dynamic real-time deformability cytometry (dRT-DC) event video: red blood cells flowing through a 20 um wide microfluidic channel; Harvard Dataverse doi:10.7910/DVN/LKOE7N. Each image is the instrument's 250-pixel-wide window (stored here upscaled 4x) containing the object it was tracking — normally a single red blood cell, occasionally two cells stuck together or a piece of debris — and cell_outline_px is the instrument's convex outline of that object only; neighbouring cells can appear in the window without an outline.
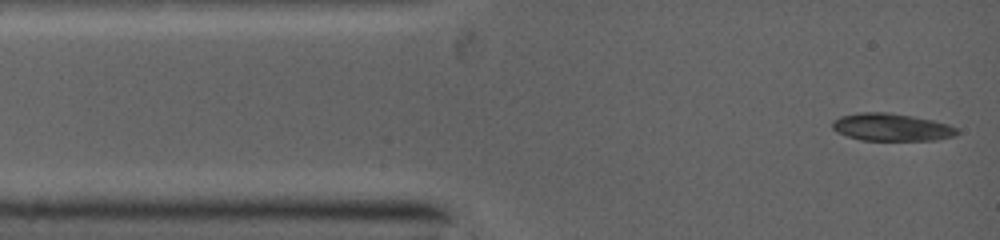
{"species": "common noctule bat (a hibernating species)", "species_latin": "Nyctalus noctula", "temperature_condition": "warm", "stored_images_in_passage": 10, "camera_frame_rate_fps": 5000, "um_per_image_px": 0.085, "animal": {"sex": "female", "body_mass_g": 19.0, "forearm_length_mm": 53.3}, "frame": {"image": 1, "passage_image": 1, "time_ms": 0.0, "image_size_px": [1000, 240], "cell_outline_px": [[956, 132], [952, 136], [932, 140], [864, 140], [848, 136], [832, 128], [832, 120], [840, 116], [860, 112], [888, 112], [912, 116], [932, 120], [948, 124], [956, 128]], "centroid_in_image_um": [75.73, 10.8], "position_along_channel_um": 9.3, "area_um2": 19.65}}
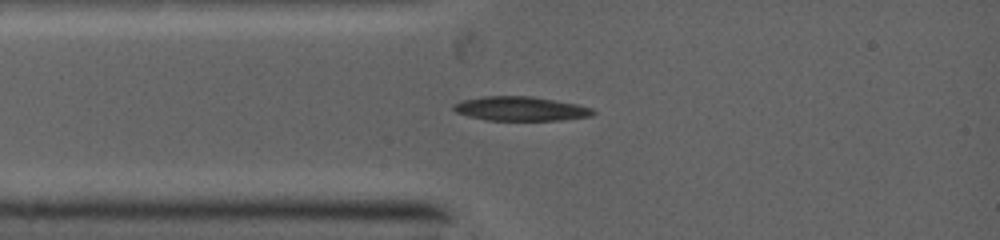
{"frame": {"image": 2, "passage_image": 7, "time_ms": 1.8, "image_size_px": [1000, 240], "cell_outline_px": [[596, 112], [588, 116], [556, 120], [488, 120], [456, 112], [452, 108], [452, 104], [464, 100], [484, 96], [532, 96], [576, 104], [592, 108]], "centroid_in_image_um": [44.23, 9.23], "position_along_channel_um": 40.8, "area_um2": 19.31}}
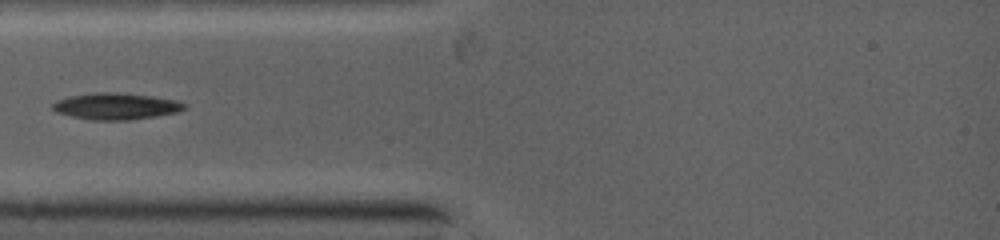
{"frame": {"image": 3, "passage_image": 9, "time_ms": 2.6, "image_size_px": [1000, 240], "cell_outline_px": [[184, 108], [176, 112], [152, 116], [124, 120], [92, 120], [72, 116], [56, 112], [52, 108], [52, 104], [56, 100], [72, 96], [100, 92], [104, 92], [148, 96], [172, 100], [184, 104]], "centroid_in_image_um": [9.76, 9.04], "position_along_channel_um": 75.2, "area_um2": 19.48}}